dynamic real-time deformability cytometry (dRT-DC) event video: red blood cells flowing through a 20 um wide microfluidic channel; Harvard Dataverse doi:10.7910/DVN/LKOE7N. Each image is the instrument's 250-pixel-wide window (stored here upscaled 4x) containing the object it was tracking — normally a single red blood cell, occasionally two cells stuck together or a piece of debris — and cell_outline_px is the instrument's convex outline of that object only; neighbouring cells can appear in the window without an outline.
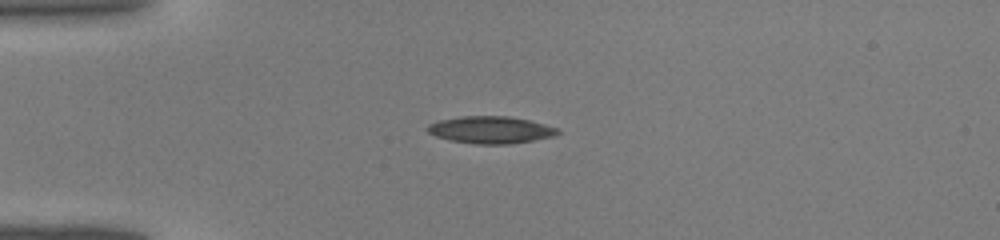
{"species": "common noctule bat (a hibernating species)", "species_latin": "Nyctalus noctula", "temperature_condition": "warm", "stored_images_in_passage": 43, "camera_frame_rate_fps": 3000, "um_per_image_px": 0.085, "animal": {"sex": "male", "body_mass_g": 19.0, "forearm_length_mm": 50.8}, "frame": {"image": 1, "passage_image": 11, "time_ms": 3.333, "image_size_px": [1000, 240], "cell_outline_px": [[560, 132], [552, 136], [532, 140], [508, 144], [476, 144], [452, 140], [436, 136], [428, 132], [424, 128], [428, 124], [440, 120], [460, 116], [508, 116], [528, 120], [560, 128]], "centroid_in_image_um": [41.68, 11.03], "position_along_channel_um": 43.3, "area_um2": 20.46}}
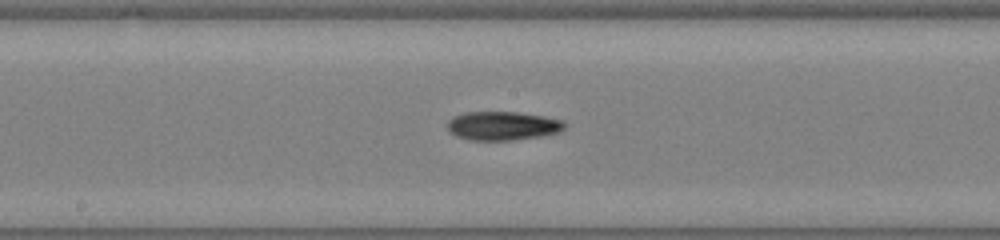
{"frame": {"image": 2, "passage_image": 23, "time_ms": 7.333, "image_size_px": [1000, 240], "cell_outline_px": [[568, 124], [560, 132], [540, 136], [512, 140], [472, 140], [456, 136], [448, 132], [448, 120], [452, 116], [464, 112], [516, 112], [544, 116], [564, 120]], "centroid_in_image_um": [42.73, 10.69], "position_along_channel_um": 205.5, "area_um2": 19.83}}
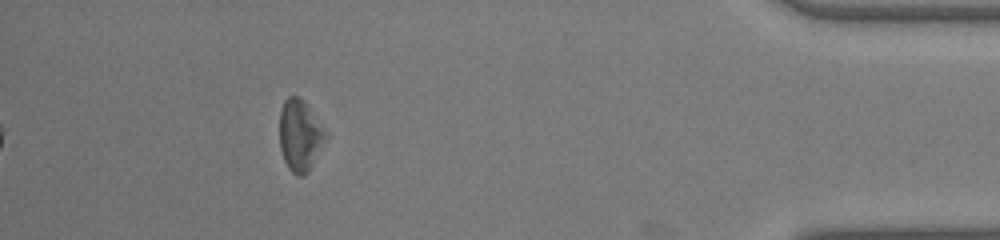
{"frame": {"image": 3, "passage_image": 39, "time_ms": 12.667, "image_size_px": [1000, 240], "cell_outline_px": [[328, 140], [308, 172], [304, 176], [296, 176], [288, 168], [284, 160], [280, 148], [280, 108], [284, 100], [288, 96], [300, 96], [304, 100], [328, 132]], "centroid_in_image_um": [25.53, 11.51], "position_along_channel_um": 409.7, "area_um2": 19.77}}